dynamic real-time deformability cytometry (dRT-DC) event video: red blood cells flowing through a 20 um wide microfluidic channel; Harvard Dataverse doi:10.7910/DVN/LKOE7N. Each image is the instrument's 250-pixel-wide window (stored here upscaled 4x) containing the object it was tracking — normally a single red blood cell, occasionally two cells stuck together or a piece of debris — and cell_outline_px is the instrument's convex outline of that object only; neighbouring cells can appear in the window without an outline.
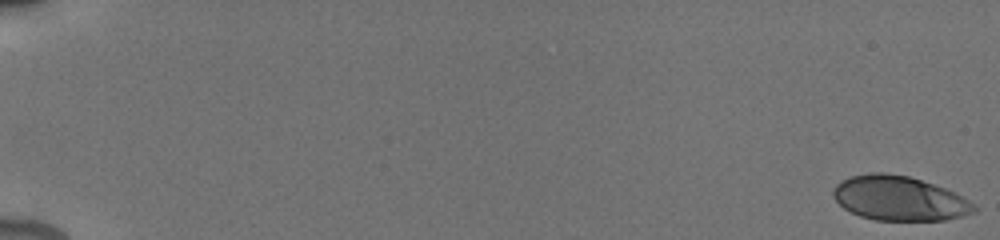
{"species": "human", "species_latin": "Homo sapiens", "temperature_condition": "cold", "stored_images_in_passage": 8, "camera_frame_rate_fps": 3000, "um_per_image_px": 0.085, "donor": {"sex": "male"}, "frame": {"image": 1, "passage_image": 1, "time_ms": 0.0, "image_size_px": [1000, 240], "cell_outline_px": [[976, 212], [944, 220], [876, 220], [860, 216], [844, 208], [832, 196], [832, 188], [840, 180], [852, 176], [868, 172], [884, 172], [908, 176], [944, 188], [968, 200], [976, 208]], "centroid_in_image_um": [76.37, 16.85], "position_along_channel_um": 8.6, "area_um2": 36.24}}
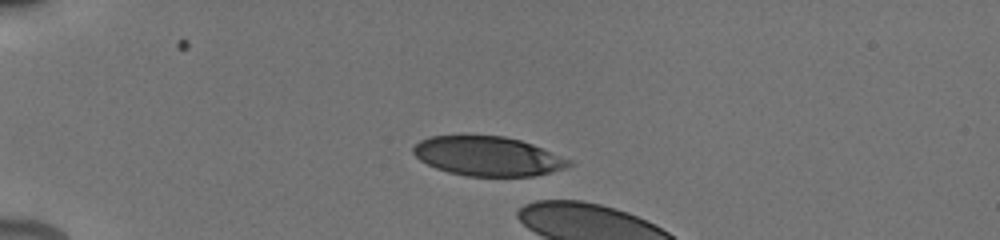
{"frame": {"image": 2, "passage_image": 5, "time_ms": 5.0, "image_size_px": [1000, 240], "cell_outline_px": [[572, 164], [564, 168], [536, 176], [468, 176], [448, 172], [436, 168], [420, 160], [412, 152], [412, 148], [420, 140], [432, 136], [504, 136], [520, 140], [532, 144], [572, 160]], "centroid_in_image_um": [41.46, 13.28], "position_along_channel_um": 43.5, "area_um2": 35.49}}